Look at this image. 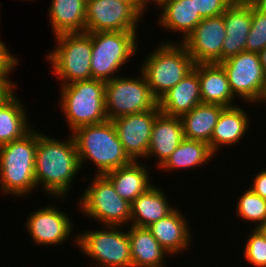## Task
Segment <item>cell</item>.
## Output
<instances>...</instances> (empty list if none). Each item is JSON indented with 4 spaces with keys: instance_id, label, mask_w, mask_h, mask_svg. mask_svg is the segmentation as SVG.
Masks as SVG:
<instances>
[{
    "instance_id": "6",
    "label": "cell",
    "mask_w": 266,
    "mask_h": 267,
    "mask_svg": "<svg viewBox=\"0 0 266 267\" xmlns=\"http://www.w3.org/2000/svg\"><path fill=\"white\" fill-rule=\"evenodd\" d=\"M138 32L140 31L88 33L92 38L91 72L93 79L108 82L121 76L119 73L127 66L126 64L136 58L137 54L141 55L138 52L141 43Z\"/></svg>"
},
{
    "instance_id": "17",
    "label": "cell",
    "mask_w": 266,
    "mask_h": 267,
    "mask_svg": "<svg viewBox=\"0 0 266 267\" xmlns=\"http://www.w3.org/2000/svg\"><path fill=\"white\" fill-rule=\"evenodd\" d=\"M239 105L225 107L219 115L210 141V148L216 156L220 155L219 150L225 147L235 148V145L238 146L239 143L245 142L242 140L246 138L247 134L249 136L248 131L251 128L253 114L250 115V111H247L249 109L243 108L242 104Z\"/></svg>"
},
{
    "instance_id": "34",
    "label": "cell",
    "mask_w": 266,
    "mask_h": 267,
    "mask_svg": "<svg viewBox=\"0 0 266 267\" xmlns=\"http://www.w3.org/2000/svg\"><path fill=\"white\" fill-rule=\"evenodd\" d=\"M234 0H193L196 12L202 18L222 15Z\"/></svg>"
},
{
    "instance_id": "25",
    "label": "cell",
    "mask_w": 266,
    "mask_h": 267,
    "mask_svg": "<svg viewBox=\"0 0 266 267\" xmlns=\"http://www.w3.org/2000/svg\"><path fill=\"white\" fill-rule=\"evenodd\" d=\"M156 185L157 183L131 203L130 225L148 227L166 217L177 207L176 204H170L172 203L169 201L171 197L167 196L165 188L159 187V185L157 187Z\"/></svg>"
},
{
    "instance_id": "26",
    "label": "cell",
    "mask_w": 266,
    "mask_h": 267,
    "mask_svg": "<svg viewBox=\"0 0 266 267\" xmlns=\"http://www.w3.org/2000/svg\"><path fill=\"white\" fill-rule=\"evenodd\" d=\"M126 228L130 241L132 267H168L165 261L167 257L168 259L172 257L147 227L129 225Z\"/></svg>"
},
{
    "instance_id": "22",
    "label": "cell",
    "mask_w": 266,
    "mask_h": 267,
    "mask_svg": "<svg viewBox=\"0 0 266 267\" xmlns=\"http://www.w3.org/2000/svg\"><path fill=\"white\" fill-rule=\"evenodd\" d=\"M202 103L232 107L240 103L231 92L227 74L219 63L195 64Z\"/></svg>"
},
{
    "instance_id": "36",
    "label": "cell",
    "mask_w": 266,
    "mask_h": 267,
    "mask_svg": "<svg viewBox=\"0 0 266 267\" xmlns=\"http://www.w3.org/2000/svg\"><path fill=\"white\" fill-rule=\"evenodd\" d=\"M118 1L130 4L142 17L146 15V13H148L150 9L147 8V5L144 3L143 0H118Z\"/></svg>"
},
{
    "instance_id": "13",
    "label": "cell",
    "mask_w": 266,
    "mask_h": 267,
    "mask_svg": "<svg viewBox=\"0 0 266 267\" xmlns=\"http://www.w3.org/2000/svg\"><path fill=\"white\" fill-rule=\"evenodd\" d=\"M142 19L145 17L126 2L87 0L85 32L139 31Z\"/></svg>"
},
{
    "instance_id": "5",
    "label": "cell",
    "mask_w": 266,
    "mask_h": 267,
    "mask_svg": "<svg viewBox=\"0 0 266 267\" xmlns=\"http://www.w3.org/2000/svg\"><path fill=\"white\" fill-rule=\"evenodd\" d=\"M106 82L96 79L74 81L59 85L57 107L61 111L69 133L82 126L99 124L108 120L105 106Z\"/></svg>"
},
{
    "instance_id": "16",
    "label": "cell",
    "mask_w": 266,
    "mask_h": 267,
    "mask_svg": "<svg viewBox=\"0 0 266 267\" xmlns=\"http://www.w3.org/2000/svg\"><path fill=\"white\" fill-rule=\"evenodd\" d=\"M184 211L185 210L182 211L181 208L177 206L166 217L147 227L157 242L172 258L176 256L180 257L179 253L184 254V252H189L188 250L193 248L192 246L194 245L192 239L194 237V235H192V223L188 217H186L187 214L183 213Z\"/></svg>"
},
{
    "instance_id": "28",
    "label": "cell",
    "mask_w": 266,
    "mask_h": 267,
    "mask_svg": "<svg viewBox=\"0 0 266 267\" xmlns=\"http://www.w3.org/2000/svg\"><path fill=\"white\" fill-rule=\"evenodd\" d=\"M214 159H216V155L208 143L184 139L158 170L164 171L166 174H174V172L181 170L189 172V170L194 169L195 171L204 165L206 168V165L208 166Z\"/></svg>"
},
{
    "instance_id": "3",
    "label": "cell",
    "mask_w": 266,
    "mask_h": 267,
    "mask_svg": "<svg viewBox=\"0 0 266 267\" xmlns=\"http://www.w3.org/2000/svg\"><path fill=\"white\" fill-rule=\"evenodd\" d=\"M71 135L75 140L82 171L84 166L87 168L86 165L91 163L90 165H95L94 175H105L132 162L125 153L111 120L82 126Z\"/></svg>"
},
{
    "instance_id": "14",
    "label": "cell",
    "mask_w": 266,
    "mask_h": 267,
    "mask_svg": "<svg viewBox=\"0 0 266 267\" xmlns=\"http://www.w3.org/2000/svg\"><path fill=\"white\" fill-rule=\"evenodd\" d=\"M160 113L157 105L153 110L111 120L125 153L132 161H145L154 121Z\"/></svg>"
},
{
    "instance_id": "32",
    "label": "cell",
    "mask_w": 266,
    "mask_h": 267,
    "mask_svg": "<svg viewBox=\"0 0 266 267\" xmlns=\"http://www.w3.org/2000/svg\"><path fill=\"white\" fill-rule=\"evenodd\" d=\"M244 239L243 259L252 267H266V238L257 228H251ZM246 243V244H245Z\"/></svg>"
},
{
    "instance_id": "21",
    "label": "cell",
    "mask_w": 266,
    "mask_h": 267,
    "mask_svg": "<svg viewBox=\"0 0 266 267\" xmlns=\"http://www.w3.org/2000/svg\"><path fill=\"white\" fill-rule=\"evenodd\" d=\"M153 8H157V13L160 11L156 20L159 27L164 28L167 33H179L178 36L182 38H178L180 42H183L203 19L199 12H196L193 0H160Z\"/></svg>"
},
{
    "instance_id": "40",
    "label": "cell",
    "mask_w": 266,
    "mask_h": 267,
    "mask_svg": "<svg viewBox=\"0 0 266 267\" xmlns=\"http://www.w3.org/2000/svg\"><path fill=\"white\" fill-rule=\"evenodd\" d=\"M258 229L261 231V233L265 236L266 238V221L258 227Z\"/></svg>"
},
{
    "instance_id": "23",
    "label": "cell",
    "mask_w": 266,
    "mask_h": 267,
    "mask_svg": "<svg viewBox=\"0 0 266 267\" xmlns=\"http://www.w3.org/2000/svg\"><path fill=\"white\" fill-rule=\"evenodd\" d=\"M202 103L198 73L193 69L177 85L158 99L160 112L180 117Z\"/></svg>"
},
{
    "instance_id": "20",
    "label": "cell",
    "mask_w": 266,
    "mask_h": 267,
    "mask_svg": "<svg viewBox=\"0 0 266 267\" xmlns=\"http://www.w3.org/2000/svg\"><path fill=\"white\" fill-rule=\"evenodd\" d=\"M18 85L0 100V146L24 137L34 127L26 103L17 97ZM29 116V117H28Z\"/></svg>"
},
{
    "instance_id": "15",
    "label": "cell",
    "mask_w": 266,
    "mask_h": 267,
    "mask_svg": "<svg viewBox=\"0 0 266 267\" xmlns=\"http://www.w3.org/2000/svg\"><path fill=\"white\" fill-rule=\"evenodd\" d=\"M226 38L224 13L220 16L203 18L195 29L181 42L195 64L221 62V51Z\"/></svg>"
},
{
    "instance_id": "12",
    "label": "cell",
    "mask_w": 266,
    "mask_h": 267,
    "mask_svg": "<svg viewBox=\"0 0 266 267\" xmlns=\"http://www.w3.org/2000/svg\"><path fill=\"white\" fill-rule=\"evenodd\" d=\"M50 205L39 207L37 210H31L29 216L24 223V229L27 231L33 240L34 246H62L67 240L73 239L75 248L77 246L78 233L74 231L73 216H70L65 209V212L49 201ZM72 217V219H71ZM58 245V246H57Z\"/></svg>"
},
{
    "instance_id": "7",
    "label": "cell",
    "mask_w": 266,
    "mask_h": 267,
    "mask_svg": "<svg viewBox=\"0 0 266 267\" xmlns=\"http://www.w3.org/2000/svg\"><path fill=\"white\" fill-rule=\"evenodd\" d=\"M92 176L90 179L89 177ZM94 176V177H93ZM88 177V178H87ZM81 176L84 184L88 186L77 198L78 211L82 212L84 218L90 219L94 223L110 226L130 225L131 203L121 198L116 192L112 182L105 175ZM90 180V181H89Z\"/></svg>"
},
{
    "instance_id": "29",
    "label": "cell",
    "mask_w": 266,
    "mask_h": 267,
    "mask_svg": "<svg viewBox=\"0 0 266 267\" xmlns=\"http://www.w3.org/2000/svg\"><path fill=\"white\" fill-rule=\"evenodd\" d=\"M224 106L200 103L190 112L181 115L184 138L208 143L210 145L214 127Z\"/></svg>"
},
{
    "instance_id": "27",
    "label": "cell",
    "mask_w": 266,
    "mask_h": 267,
    "mask_svg": "<svg viewBox=\"0 0 266 267\" xmlns=\"http://www.w3.org/2000/svg\"><path fill=\"white\" fill-rule=\"evenodd\" d=\"M48 19L53 37L65 33H84L87 0H50Z\"/></svg>"
},
{
    "instance_id": "1",
    "label": "cell",
    "mask_w": 266,
    "mask_h": 267,
    "mask_svg": "<svg viewBox=\"0 0 266 267\" xmlns=\"http://www.w3.org/2000/svg\"><path fill=\"white\" fill-rule=\"evenodd\" d=\"M50 135L37 129L34 168L37 192L41 190L42 195L50 196L52 201L54 198L65 203L76 183L74 180L82 171L77 147L71 134L63 139Z\"/></svg>"
},
{
    "instance_id": "41",
    "label": "cell",
    "mask_w": 266,
    "mask_h": 267,
    "mask_svg": "<svg viewBox=\"0 0 266 267\" xmlns=\"http://www.w3.org/2000/svg\"><path fill=\"white\" fill-rule=\"evenodd\" d=\"M263 104V103H265V104H263V105H265V107H266V87H265V89H264V92H263V95H262V98H261V100L258 102V104Z\"/></svg>"
},
{
    "instance_id": "4",
    "label": "cell",
    "mask_w": 266,
    "mask_h": 267,
    "mask_svg": "<svg viewBox=\"0 0 266 267\" xmlns=\"http://www.w3.org/2000/svg\"><path fill=\"white\" fill-rule=\"evenodd\" d=\"M160 42L146 54L138 67L141 68L139 71L144 75L151 93L157 100L187 76L195 65L181 42Z\"/></svg>"
},
{
    "instance_id": "9",
    "label": "cell",
    "mask_w": 266,
    "mask_h": 267,
    "mask_svg": "<svg viewBox=\"0 0 266 267\" xmlns=\"http://www.w3.org/2000/svg\"><path fill=\"white\" fill-rule=\"evenodd\" d=\"M101 226V230L84 228V231H77V248L81 250L82 255L92 260L89 267H132L126 227Z\"/></svg>"
},
{
    "instance_id": "18",
    "label": "cell",
    "mask_w": 266,
    "mask_h": 267,
    "mask_svg": "<svg viewBox=\"0 0 266 267\" xmlns=\"http://www.w3.org/2000/svg\"><path fill=\"white\" fill-rule=\"evenodd\" d=\"M226 38L221 51V62L246 51L251 28V0H234L224 12Z\"/></svg>"
},
{
    "instance_id": "37",
    "label": "cell",
    "mask_w": 266,
    "mask_h": 267,
    "mask_svg": "<svg viewBox=\"0 0 266 267\" xmlns=\"http://www.w3.org/2000/svg\"><path fill=\"white\" fill-rule=\"evenodd\" d=\"M16 85L14 81H0V100L10 89L16 87Z\"/></svg>"
},
{
    "instance_id": "10",
    "label": "cell",
    "mask_w": 266,
    "mask_h": 267,
    "mask_svg": "<svg viewBox=\"0 0 266 267\" xmlns=\"http://www.w3.org/2000/svg\"><path fill=\"white\" fill-rule=\"evenodd\" d=\"M121 75L105 84V106L108 120L153 110L158 100L151 93L144 75Z\"/></svg>"
},
{
    "instance_id": "2",
    "label": "cell",
    "mask_w": 266,
    "mask_h": 267,
    "mask_svg": "<svg viewBox=\"0 0 266 267\" xmlns=\"http://www.w3.org/2000/svg\"><path fill=\"white\" fill-rule=\"evenodd\" d=\"M37 127L21 139L0 146V193L22 200L37 192L35 153ZM35 190V191H34Z\"/></svg>"
},
{
    "instance_id": "31",
    "label": "cell",
    "mask_w": 266,
    "mask_h": 267,
    "mask_svg": "<svg viewBox=\"0 0 266 267\" xmlns=\"http://www.w3.org/2000/svg\"><path fill=\"white\" fill-rule=\"evenodd\" d=\"M251 19L246 51L259 53L266 47V0H251Z\"/></svg>"
},
{
    "instance_id": "8",
    "label": "cell",
    "mask_w": 266,
    "mask_h": 267,
    "mask_svg": "<svg viewBox=\"0 0 266 267\" xmlns=\"http://www.w3.org/2000/svg\"><path fill=\"white\" fill-rule=\"evenodd\" d=\"M55 46L44 59L51 66L58 85L92 79V38L87 33H65L54 36ZM61 81V82H60Z\"/></svg>"
},
{
    "instance_id": "35",
    "label": "cell",
    "mask_w": 266,
    "mask_h": 267,
    "mask_svg": "<svg viewBox=\"0 0 266 267\" xmlns=\"http://www.w3.org/2000/svg\"><path fill=\"white\" fill-rule=\"evenodd\" d=\"M256 174L253 175L251 179L252 182L248 187L255 193L261 196L266 200V168L261 167V170L254 172Z\"/></svg>"
},
{
    "instance_id": "24",
    "label": "cell",
    "mask_w": 266,
    "mask_h": 267,
    "mask_svg": "<svg viewBox=\"0 0 266 267\" xmlns=\"http://www.w3.org/2000/svg\"><path fill=\"white\" fill-rule=\"evenodd\" d=\"M149 163L132 161L129 165L120 167L105 174L112 182L121 198L132 203L139 195L152 187L153 179Z\"/></svg>"
},
{
    "instance_id": "11",
    "label": "cell",
    "mask_w": 266,
    "mask_h": 267,
    "mask_svg": "<svg viewBox=\"0 0 266 267\" xmlns=\"http://www.w3.org/2000/svg\"><path fill=\"white\" fill-rule=\"evenodd\" d=\"M227 74L231 92L236 99L258 107L264 89L266 76L258 53L243 51L219 63Z\"/></svg>"
},
{
    "instance_id": "38",
    "label": "cell",
    "mask_w": 266,
    "mask_h": 267,
    "mask_svg": "<svg viewBox=\"0 0 266 267\" xmlns=\"http://www.w3.org/2000/svg\"><path fill=\"white\" fill-rule=\"evenodd\" d=\"M259 60L261 62V65H262V68H263V71L265 73V76H266V47L261 50L259 53Z\"/></svg>"
},
{
    "instance_id": "30",
    "label": "cell",
    "mask_w": 266,
    "mask_h": 267,
    "mask_svg": "<svg viewBox=\"0 0 266 267\" xmlns=\"http://www.w3.org/2000/svg\"><path fill=\"white\" fill-rule=\"evenodd\" d=\"M243 190L239 199H236L234 215L236 214L238 220L243 223L246 221L247 224L249 222L252 228L257 229L266 221V200L255 194L250 187Z\"/></svg>"
},
{
    "instance_id": "33",
    "label": "cell",
    "mask_w": 266,
    "mask_h": 267,
    "mask_svg": "<svg viewBox=\"0 0 266 267\" xmlns=\"http://www.w3.org/2000/svg\"><path fill=\"white\" fill-rule=\"evenodd\" d=\"M9 49L5 41L0 40V81H13L12 75L19 66L20 57ZM16 69V70H15ZM11 75V76H10Z\"/></svg>"
},
{
    "instance_id": "39",
    "label": "cell",
    "mask_w": 266,
    "mask_h": 267,
    "mask_svg": "<svg viewBox=\"0 0 266 267\" xmlns=\"http://www.w3.org/2000/svg\"><path fill=\"white\" fill-rule=\"evenodd\" d=\"M147 7H151L149 5H156L160 0H143ZM152 3V4H151Z\"/></svg>"
},
{
    "instance_id": "19",
    "label": "cell",
    "mask_w": 266,
    "mask_h": 267,
    "mask_svg": "<svg viewBox=\"0 0 266 267\" xmlns=\"http://www.w3.org/2000/svg\"><path fill=\"white\" fill-rule=\"evenodd\" d=\"M184 139L180 118L160 113L154 121L146 161L143 162L155 157V169H158Z\"/></svg>"
}]
</instances>
